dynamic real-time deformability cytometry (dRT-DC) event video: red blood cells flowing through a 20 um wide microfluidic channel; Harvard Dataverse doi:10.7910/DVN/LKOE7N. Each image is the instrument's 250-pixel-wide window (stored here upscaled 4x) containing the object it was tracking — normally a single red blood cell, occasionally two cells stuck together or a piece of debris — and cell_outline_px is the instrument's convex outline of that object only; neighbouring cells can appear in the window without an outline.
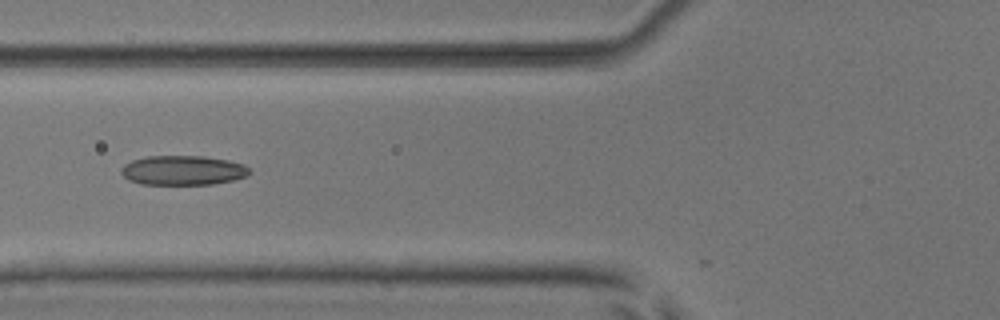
{"species": "common noctule bat (a hibernating species)", "species_latin": "Nyctalus noctula", "temperature_condition": "room temperature", "stored_images_in_passage": 7, "camera_frame_rate_fps": 3000, "um_per_image_px": 0.085, "animal": {"sex": "male", "body_mass_g": 17.9, "forearm_length_mm": 54.2}, "frame": {"image": 1, "passage_image": 6, "time_ms": 1.667, "image_size_px": [1000, 320], "cell_outline_px": [[252, 172], [244, 176], [232, 180], [212, 184], [140, 184], [128, 180], [120, 172], [120, 168], [124, 164], [132, 160], [148, 156], [204, 156], [228, 160], [244, 164]], "centroid_in_image_um": [15.51, 14.47], "position_along_channel_um": 110.3, "area_um2": 22.08}}
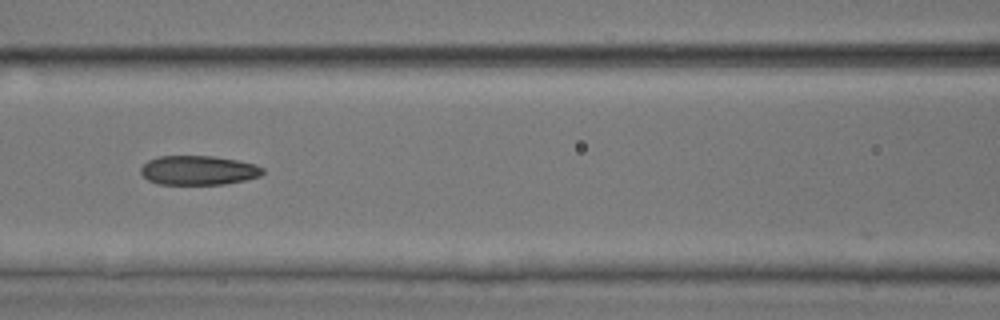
{"frame": {"image": 2, "passage_image": 7, "time_ms": 2.0, "image_size_px": [1000, 320], "cell_outline_px": [[264, 172], [260, 176], [244, 180], [224, 184], [160, 184], [148, 180], [140, 172], [140, 168], [148, 160], [160, 156], [212, 156], [236, 160], [256, 164], [264, 168]], "centroid_in_image_um": [16.87, 14.47], "position_along_channel_um": 149.7, "area_um2": 20.75}}